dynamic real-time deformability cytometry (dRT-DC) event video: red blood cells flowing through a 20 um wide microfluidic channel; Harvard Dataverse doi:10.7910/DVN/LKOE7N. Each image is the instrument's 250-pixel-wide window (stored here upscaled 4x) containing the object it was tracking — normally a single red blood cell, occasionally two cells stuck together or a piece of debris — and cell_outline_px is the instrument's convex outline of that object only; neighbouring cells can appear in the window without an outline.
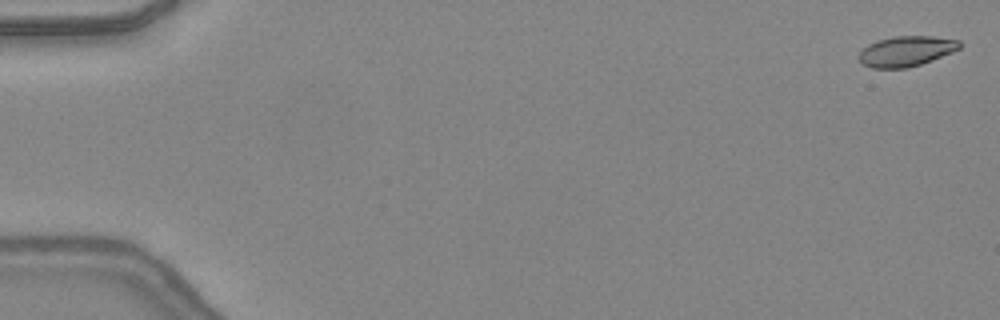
{"species": "common noctule bat (a hibernating species)", "species_latin": "Nyctalus noctula", "temperature_condition": "warm", "stored_images_in_passage": 8, "camera_frame_rate_fps": 3000, "um_per_image_px": 0.085, "animal": {"sex": "female", "body_mass_g": 24.6, "forearm_length_mm": 56.2}, "frame": {"image": 1, "passage_image": 1, "time_ms": 0.0, "image_size_px": [1000, 320], "cell_outline_px": [[964, 44], [960, 48], [952, 52], [932, 60], [908, 68], [872, 68], [864, 64], [860, 60], [860, 52], [868, 44], [880, 40], [896, 36], [932, 36], [960, 40]], "centroid_in_image_um": [77.08, 4.35], "position_along_channel_um": 7.9, "area_um2": 17.63}}